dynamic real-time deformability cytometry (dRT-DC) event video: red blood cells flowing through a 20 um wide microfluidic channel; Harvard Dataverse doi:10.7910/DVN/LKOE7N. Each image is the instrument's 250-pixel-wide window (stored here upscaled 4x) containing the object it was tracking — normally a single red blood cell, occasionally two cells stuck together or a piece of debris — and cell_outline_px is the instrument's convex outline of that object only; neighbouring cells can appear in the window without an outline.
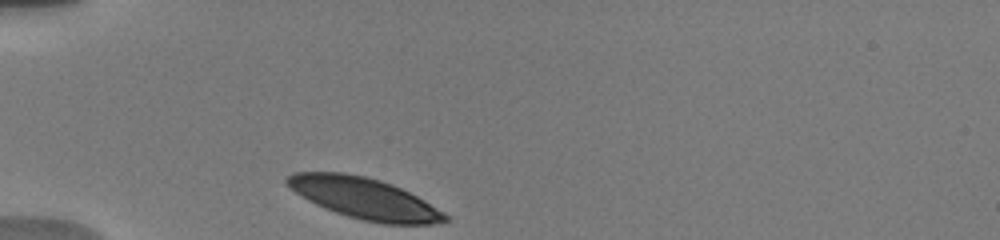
{"species": "human", "species_latin": "Homo sapiens", "temperature_condition": "warm", "stored_images_in_passage": 35, "camera_frame_rate_fps": 3000, "um_per_image_px": 0.085, "donor": {"sex": "male"}, "frame": {"image": 1, "passage_image": 1, "time_ms": 0.0, "image_size_px": [1000, 240], "cell_outline_px": [[452, 220], [432, 224], [380, 224], [348, 216], [324, 208], [308, 200], [296, 192], [284, 180], [292, 172], [344, 172], [364, 176], [380, 180], [392, 184], [424, 200], [444, 212]], "centroid_in_image_um": [30.99, 16.86], "position_along_channel_um": 54.0, "area_um2": 37.63}}
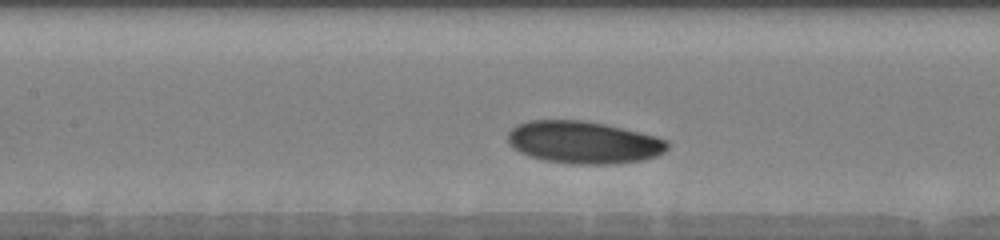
{"frame": {"image": 2, "passage_image": 11, "time_ms": 3.333, "image_size_px": [1000, 240], "cell_outline_px": [[668, 148], [664, 152], [656, 156], [640, 160], [616, 164], [572, 164], [544, 160], [528, 156], [512, 148], [508, 144], [508, 132], [516, 124], [528, 120], [584, 120], [604, 124], [656, 136], [668, 140]], "centroid_in_image_um": [49.57, 12.1], "position_along_channel_um": 157.8, "area_um2": 39.59}}
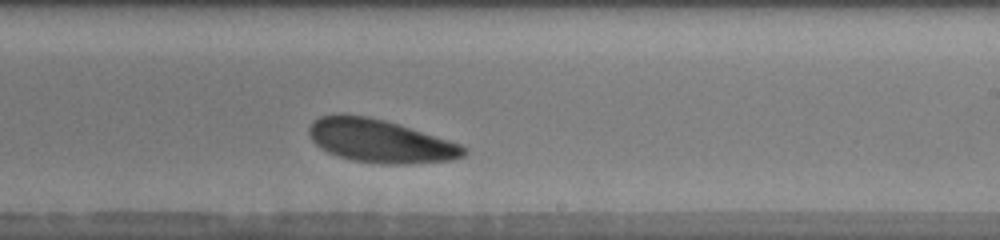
{"frame": {"image": 3, "passage_image": 19, "time_ms": 6.0, "image_size_px": [1000, 240], "cell_outline_px": [[468, 152], [464, 156], [452, 160], [412, 164], [380, 164], [352, 160], [336, 156], [320, 148], [312, 140], [308, 132], [308, 128], [312, 120], [320, 116], [340, 112], [344, 112], [368, 116], [384, 120], [448, 140], [460, 144], [468, 148]], "centroid_in_image_um": [32.26, 11.97], "position_along_channel_um": 256.7, "area_um2": 39.36}, "authors_computed_cell_mechanics": {"area_um2": 39.1884, "velocity_mm_per_s": 3.7169, "shape_relaxation_time_tau1_ms": 1.8712, "shape_relaxation_time_tau2_ms": null, "deformation_change_tau1": 0.0835, "deformation_change_tau2": null}}